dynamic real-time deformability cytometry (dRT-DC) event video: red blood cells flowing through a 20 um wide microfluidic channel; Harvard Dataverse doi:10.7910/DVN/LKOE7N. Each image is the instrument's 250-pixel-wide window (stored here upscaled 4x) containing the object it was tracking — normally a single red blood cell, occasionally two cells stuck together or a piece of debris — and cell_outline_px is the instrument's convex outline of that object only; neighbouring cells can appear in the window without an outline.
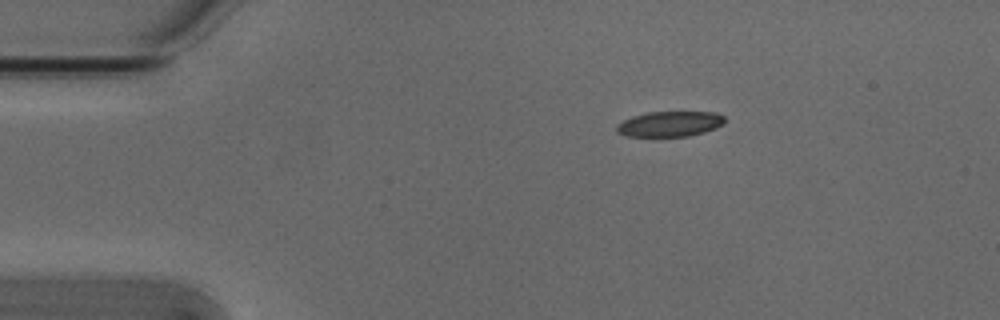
{"species": "Egyptian fruit bat (a non-hibernating species)", "species_latin": "Rousettus aegyptiacus", "temperature_condition": "cold", "stored_images_in_passage": 4, "camera_frame_rate_fps": 3000, "um_per_image_px": 0.085, "animal": {"sex": "male"}, "frame": {"image": 1, "passage_image": 1, "time_ms": 0.0, "image_size_px": [1000, 320], "cell_outline_px": [[724, 124], [716, 128], [704, 132], [688, 136], [628, 136], [616, 132], [616, 124], [632, 116], [648, 112], [716, 112], [724, 116]], "centroid_in_image_um": [56.94, 10.53], "position_along_channel_um": 28.1, "area_um2": 15.95}}
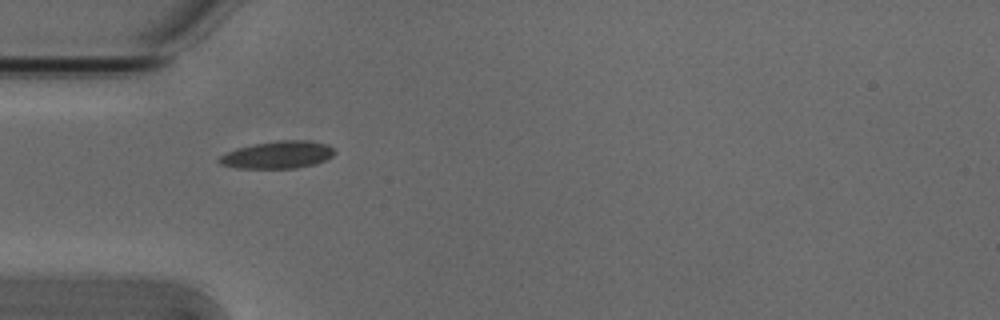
{"frame": {"image": 2, "passage_image": 3, "time_ms": 0.667, "image_size_px": [1000, 320], "cell_outline_px": [[336, 152], [332, 156], [324, 160], [312, 164], [296, 168], [236, 168], [220, 164], [216, 160], [220, 156], [236, 148], [252, 144], [276, 140], [304, 140], [328, 144]], "centroid_in_image_um": [23.57, 13.15], "position_along_channel_um": 61.4, "area_um2": 18.38}}
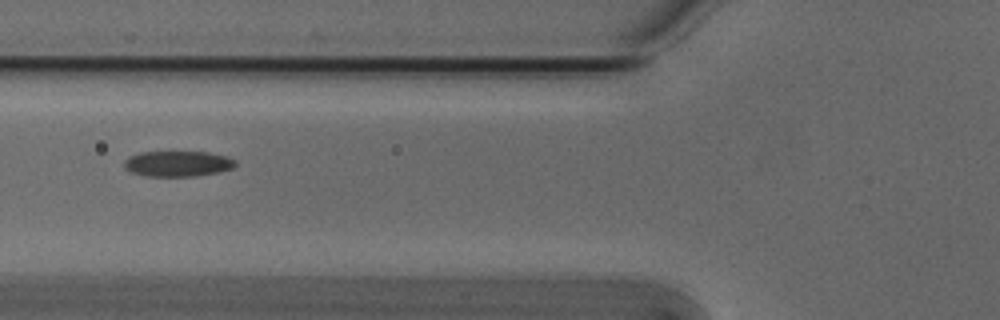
{"frame": {"image": 3, "passage_image": 4, "time_ms": 1.0, "image_size_px": [1000, 320], "cell_outline_px": [[236, 164], [232, 168], [216, 172], [192, 176], [148, 176], [132, 172], [124, 168], [124, 160], [128, 156], [140, 152], [208, 152], [228, 156], [236, 160]], "centroid_in_image_um": [15.09, 13.9], "position_along_channel_um": 110.7, "area_um2": 16.53}}